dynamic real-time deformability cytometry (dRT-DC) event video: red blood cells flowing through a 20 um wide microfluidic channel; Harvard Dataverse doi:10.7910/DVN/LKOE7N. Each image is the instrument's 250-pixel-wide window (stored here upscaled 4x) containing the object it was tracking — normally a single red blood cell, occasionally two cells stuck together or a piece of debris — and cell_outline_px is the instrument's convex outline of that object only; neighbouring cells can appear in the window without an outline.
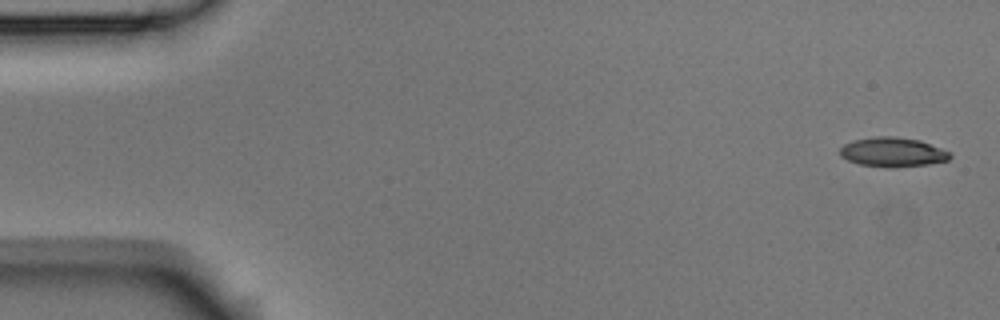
{"species": "Egyptian fruit bat (a non-hibernating species)", "species_latin": "Rousettus aegyptiacus", "temperature_condition": "room temperature", "stored_images_in_passage": 5, "camera_frame_rate_fps": 3000, "um_per_image_px": 0.085, "animal": {"sex": "male"}, "frame": {"image": 1, "passage_image": 1, "time_ms": 0.0, "image_size_px": [1000, 320], "cell_outline_px": [[952, 156], [948, 160], [928, 164], [860, 164], [848, 160], [840, 156], [840, 148], [844, 144], [852, 140], [876, 136], [896, 136], [920, 140], [940, 148], [948, 152]], "centroid_in_image_um": [75.85, 12.86], "position_along_channel_um": 9.2, "area_um2": 17.86}}
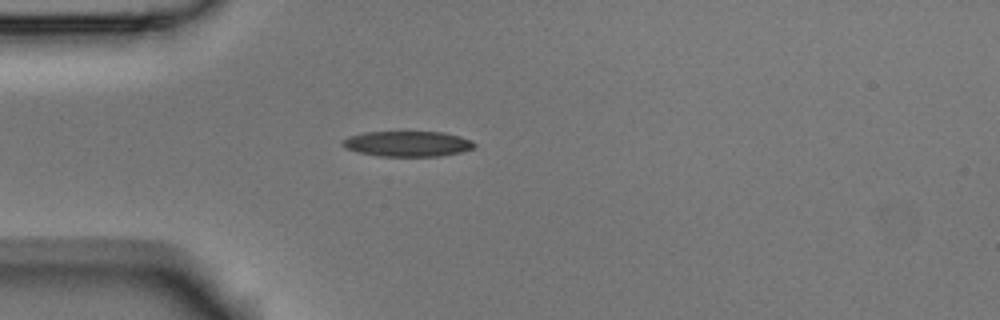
{"frame": {"image": 2, "passage_image": 5, "time_ms": 1.333, "image_size_px": [1000, 320], "cell_outline_px": [[476, 144], [472, 148], [460, 152], [440, 156], [380, 156], [356, 152], [340, 144], [340, 140], [348, 136], [364, 132], [444, 132], [460, 136], [472, 140]], "centroid_in_image_um": [34.61, 12.21], "position_along_channel_um": 50.4, "area_um2": 19.59}}